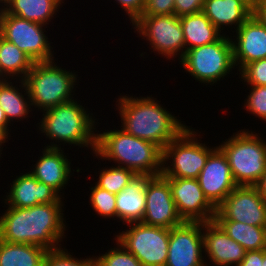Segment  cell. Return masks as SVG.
I'll return each mask as SVG.
<instances>
[{
	"label": "cell",
	"instance_id": "obj_22",
	"mask_svg": "<svg viewBox=\"0 0 266 266\" xmlns=\"http://www.w3.org/2000/svg\"><path fill=\"white\" fill-rule=\"evenodd\" d=\"M202 12L220 32L228 26L236 31L252 15L241 0H205Z\"/></svg>",
	"mask_w": 266,
	"mask_h": 266
},
{
	"label": "cell",
	"instance_id": "obj_17",
	"mask_svg": "<svg viewBox=\"0 0 266 266\" xmlns=\"http://www.w3.org/2000/svg\"><path fill=\"white\" fill-rule=\"evenodd\" d=\"M202 234L209 265L212 262L213 266H238L244 259L243 246L231 239L214 220L202 222Z\"/></svg>",
	"mask_w": 266,
	"mask_h": 266
},
{
	"label": "cell",
	"instance_id": "obj_13",
	"mask_svg": "<svg viewBox=\"0 0 266 266\" xmlns=\"http://www.w3.org/2000/svg\"><path fill=\"white\" fill-rule=\"evenodd\" d=\"M204 253L202 222H186L170 229L165 266H208Z\"/></svg>",
	"mask_w": 266,
	"mask_h": 266
},
{
	"label": "cell",
	"instance_id": "obj_35",
	"mask_svg": "<svg viewBox=\"0 0 266 266\" xmlns=\"http://www.w3.org/2000/svg\"><path fill=\"white\" fill-rule=\"evenodd\" d=\"M175 0H145L142 15H171L174 14Z\"/></svg>",
	"mask_w": 266,
	"mask_h": 266
},
{
	"label": "cell",
	"instance_id": "obj_46",
	"mask_svg": "<svg viewBox=\"0 0 266 266\" xmlns=\"http://www.w3.org/2000/svg\"><path fill=\"white\" fill-rule=\"evenodd\" d=\"M263 266H266V253L263 255Z\"/></svg>",
	"mask_w": 266,
	"mask_h": 266
},
{
	"label": "cell",
	"instance_id": "obj_47",
	"mask_svg": "<svg viewBox=\"0 0 266 266\" xmlns=\"http://www.w3.org/2000/svg\"><path fill=\"white\" fill-rule=\"evenodd\" d=\"M256 3H266V0H257Z\"/></svg>",
	"mask_w": 266,
	"mask_h": 266
},
{
	"label": "cell",
	"instance_id": "obj_8",
	"mask_svg": "<svg viewBox=\"0 0 266 266\" xmlns=\"http://www.w3.org/2000/svg\"><path fill=\"white\" fill-rule=\"evenodd\" d=\"M197 136L200 137L198 132L188 126L166 145L162 158V175L165 178H198L209 154L216 147L200 143Z\"/></svg>",
	"mask_w": 266,
	"mask_h": 266
},
{
	"label": "cell",
	"instance_id": "obj_25",
	"mask_svg": "<svg viewBox=\"0 0 266 266\" xmlns=\"http://www.w3.org/2000/svg\"><path fill=\"white\" fill-rule=\"evenodd\" d=\"M180 23L184 35L185 51L211 44L223 35L203 12L181 16Z\"/></svg>",
	"mask_w": 266,
	"mask_h": 266
},
{
	"label": "cell",
	"instance_id": "obj_14",
	"mask_svg": "<svg viewBox=\"0 0 266 266\" xmlns=\"http://www.w3.org/2000/svg\"><path fill=\"white\" fill-rule=\"evenodd\" d=\"M146 205L142 223L171 229L184 221L178 215L169 181L161 174L151 176L145 187Z\"/></svg>",
	"mask_w": 266,
	"mask_h": 266
},
{
	"label": "cell",
	"instance_id": "obj_41",
	"mask_svg": "<svg viewBox=\"0 0 266 266\" xmlns=\"http://www.w3.org/2000/svg\"><path fill=\"white\" fill-rule=\"evenodd\" d=\"M0 126L10 135L11 130H9V126L11 125L8 122L4 110L1 108V106H0Z\"/></svg>",
	"mask_w": 266,
	"mask_h": 266
},
{
	"label": "cell",
	"instance_id": "obj_44",
	"mask_svg": "<svg viewBox=\"0 0 266 266\" xmlns=\"http://www.w3.org/2000/svg\"><path fill=\"white\" fill-rule=\"evenodd\" d=\"M6 80H8V79L2 74V71H1V68H0V83L4 82Z\"/></svg>",
	"mask_w": 266,
	"mask_h": 266
},
{
	"label": "cell",
	"instance_id": "obj_18",
	"mask_svg": "<svg viewBox=\"0 0 266 266\" xmlns=\"http://www.w3.org/2000/svg\"><path fill=\"white\" fill-rule=\"evenodd\" d=\"M236 34L231 41L233 60L238 71L250 62L266 58V26L251 15L236 30Z\"/></svg>",
	"mask_w": 266,
	"mask_h": 266
},
{
	"label": "cell",
	"instance_id": "obj_34",
	"mask_svg": "<svg viewBox=\"0 0 266 266\" xmlns=\"http://www.w3.org/2000/svg\"><path fill=\"white\" fill-rule=\"evenodd\" d=\"M240 80L245 85L266 86V58L246 64L240 71Z\"/></svg>",
	"mask_w": 266,
	"mask_h": 266
},
{
	"label": "cell",
	"instance_id": "obj_28",
	"mask_svg": "<svg viewBox=\"0 0 266 266\" xmlns=\"http://www.w3.org/2000/svg\"><path fill=\"white\" fill-rule=\"evenodd\" d=\"M224 232L245 251L266 249V227L248 225L236 221H215Z\"/></svg>",
	"mask_w": 266,
	"mask_h": 266
},
{
	"label": "cell",
	"instance_id": "obj_39",
	"mask_svg": "<svg viewBox=\"0 0 266 266\" xmlns=\"http://www.w3.org/2000/svg\"><path fill=\"white\" fill-rule=\"evenodd\" d=\"M252 16L262 25L266 26V3H256L252 9Z\"/></svg>",
	"mask_w": 266,
	"mask_h": 266
},
{
	"label": "cell",
	"instance_id": "obj_43",
	"mask_svg": "<svg viewBox=\"0 0 266 266\" xmlns=\"http://www.w3.org/2000/svg\"><path fill=\"white\" fill-rule=\"evenodd\" d=\"M244 2L251 10L255 7L257 0H241Z\"/></svg>",
	"mask_w": 266,
	"mask_h": 266
},
{
	"label": "cell",
	"instance_id": "obj_23",
	"mask_svg": "<svg viewBox=\"0 0 266 266\" xmlns=\"http://www.w3.org/2000/svg\"><path fill=\"white\" fill-rule=\"evenodd\" d=\"M64 0H8L3 9L28 21L48 25Z\"/></svg>",
	"mask_w": 266,
	"mask_h": 266
},
{
	"label": "cell",
	"instance_id": "obj_4",
	"mask_svg": "<svg viewBox=\"0 0 266 266\" xmlns=\"http://www.w3.org/2000/svg\"><path fill=\"white\" fill-rule=\"evenodd\" d=\"M90 111L77 102V99L43 111V118L37 126L51 142L46 147L61 148L64 144L87 147L95 153L98 123ZM96 129V130H95ZM95 130V131H94ZM53 141V142H52ZM55 141V142H54ZM62 142V144H61ZM57 143H60L59 145Z\"/></svg>",
	"mask_w": 266,
	"mask_h": 266
},
{
	"label": "cell",
	"instance_id": "obj_45",
	"mask_svg": "<svg viewBox=\"0 0 266 266\" xmlns=\"http://www.w3.org/2000/svg\"><path fill=\"white\" fill-rule=\"evenodd\" d=\"M8 0H0V8L3 7V4L5 5L7 3Z\"/></svg>",
	"mask_w": 266,
	"mask_h": 266
},
{
	"label": "cell",
	"instance_id": "obj_36",
	"mask_svg": "<svg viewBox=\"0 0 266 266\" xmlns=\"http://www.w3.org/2000/svg\"><path fill=\"white\" fill-rule=\"evenodd\" d=\"M205 0H175L174 14L178 17L202 12Z\"/></svg>",
	"mask_w": 266,
	"mask_h": 266
},
{
	"label": "cell",
	"instance_id": "obj_11",
	"mask_svg": "<svg viewBox=\"0 0 266 266\" xmlns=\"http://www.w3.org/2000/svg\"><path fill=\"white\" fill-rule=\"evenodd\" d=\"M47 26L28 21L7 13L0 8V36L15 44L33 62H48L54 59L52 46L44 32Z\"/></svg>",
	"mask_w": 266,
	"mask_h": 266
},
{
	"label": "cell",
	"instance_id": "obj_30",
	"mask_svg": "<svg viewBox=\"0 0 266 266\" xmlns=\"http://www.w3.org/2000/svg\"><path fill=\"white\" fill-rule=\"evenodd\" d=\"M116 247L107 250L105 254L95 256V266H142L141 262L128 252L117 239Z\"/></svg>",
	"mask_w": 266,
	"mask_h": 266
},
{
	"label": "cell",
	"instance_id": "obj_24",
	"mask_svg": "<svg viewBox=\"0 0 266 266\" xmlns=\"http://www.w3.org/2000/svg\"><path fill=\"white\" fill-rule=\"evenodd\" d=\"M14 82L19 83L21 88H18L17 84L14 85ZM14 82L12 83L10 79L0 83V106L10 124H12L11 121L31 117L28 114L33 111L25 81Z\"/></svg>",
	"mask_w": 266,
	"mask_h": 266
},
{
	"label": "cell",
	"instance_id": "obj_6",
	"mask_svg": "<svg viewBox=\"0 0 266 266\" xmlns=\"http://www.w3.org/2000/svg\"><path fill=\"white\" fill-rule=\"evenodd\" d=\"M239 131L218 147L227 157L236 184L256 186L266 171V141L252 130Z\"/></svg>",
	"mask_w": 266,
	"mask_h": 266
},
{
	"label": "cell",
	"instance_id": "obj_33",
	"mask_svg": "<svg viewBox=\"0 0 266 266\" xmlns=\"http://www.w3.org/2000/svg\"><path fill=\"white\" fill-rule=\"evenodd\" d=\"M249 94L245 98L244 107L247 112L266 121V86H249Z\"/></svg>",
	"mask_w": 266,
	"mask_h": 266
},
{
	"label": "cell",
	"instance_id": "obj_16",
	"mask_svg": "<svg viewBox=\"0 0 266 266\" xmlns=\"http://www.w3.org/2000/svg\"><path fill=\"white\" fill-rule=\"evenodd\" d=\"M208 201L217 208L237 186L226 155L216 146L197 178Z\"/></svg>",
	"mask_w": 266,
	"mask_h": 266
},
{
	"label": "cell",
	"instance_id": "obj_38",
	"mask_svg": "<svg viewBox=\"0 0 266 266\" xmlns=\"http://www.w3.org/2000/svg\"><path fill=\"white\" fill-rule=\"evenodd\" d=\"M266 249L246 251L244 259L238 266H263V255Z\"/></svg>",
	"mask_w": 266,
	"mask_h": 266
},
{
	"label": "cell",
	"instance_id": "obj_32",
	"mask_svg": "<svg viewBox=\"0 0 266 266\" xmlns=\"http://www.w3.org/2000/svg\"><path fill=\"white\" fill-rule=\"evenodd\" d=\"M64 248V249H63ZM48 250L44 266H95L94 256L86 259L73 257L65 247Z\"/></svg>",
	"mask_w": 266,
	"mask_h": 266
},
{
	"label": "cell",
	"instance_id": "obj_5",
	"mask_svg": "<svg viewBox=\"0 0 266 266\" xmlns=\"http://www.w3.org/2000/svg\"><path fill=\"white\" fill-rule=\"evenodd\" d=\"M75 73L60 67L54 60L34 62L24 79L32 108L43 112L74 100L78 76Z\"/></svg>",
	"mask_w": 266,
	"mask_h": 266
},
{
	"label": "cell",
	"instance_id": "obj_26",
	"mask_svg": "<svg viewBox=\"0 0 266 266\" xmlns=\"http://www.w3.org/2000/svg\"><path fill=\"white\" fill-rule=\"evenodd\" d=\"M48 250L36 245L0 239V266H44Z\"/></svg>",
	"mask_w": 266,
	"mask_h": 266
},
{
	"label": "cell",
	"instance_id": "obj_19",
	"mask_svg": "<svg viewBox=\"0 0 266 266\" xmlns=\"http://www.w3.org/2000/svg\"><path fill=\"white\" fill-rule=\"evenodd\" d=\"M13 179L4 202L9 207L28 208L39 204L63 203L62 195L49 185L39 182L30 172Z\"/></svg>",
	"mask_w": 266,
	"mask_h": 266
},
{
	"label": "cell",
	"instance_id": "obj_12",
	"mask_svg": "<svg viewBox=\"0 0 266 266\" xmlns=\"http://www.w3.org/2000/svg\"><path fill=\"white\" fill-rule=\"evenodd\" d=\"M214 221H236L266 227V201L257 186L237 185L216 208Z\"/></svg>",
	"mask_w": 266,
	"mask_h": 266
},
{
	"label": "cell",
	"instance_id": "obj_10",
	"mask_svg": "<svg viewBox=\"0 0 266 266\" xmlns=\"http://www.w3.org/2000/svg\"><path fill=\"white\" fill-rule=\"evenodd\" d=\"M135 33L150 43V49L166 59L179 61L185 54V41L180 17L171 15H141L133 24ZM179 55V56H178Z\"/></svg>",
	"mask_w": 266,
	"mask_h": 266
},
{
	"label": "cell",
	"instance_id": "obj_42",
	"mask_svg": "<svg viewBox=\"0 0 266 266\" xmlns=\"http://www.w3.org/2000/svg\"><path fill=\"white\" fill-rule=\"evenodd\" d=\"M9 137V134L0 126V150L3 151L2 144L4 146V143L8 142L7 139Z\"/></svg>",
	"mask_w": 266,
	"mask_h": 266
},
{
	"label": "cell",
	"instance_id": "obj_9",
	"mask_svg": "<svg viewBox=\"0 0 266 266\" xmlns=\"http://www.w3.org/2000/svg\"><path fill=\"white\" fill-rule=\"evenodd\" d=\"M128 229L115 236V239L142 266H165L168 256L170 229L146 225L142 222L126 224Z\"/></svg>",
	"mask_w": 266,
	"mask_h": 266
},
{
	"label": "cell",
	"instance_id": "obj_3",
	"mask_svg": "<svg viewBox=\"0 0 266 266\" xmlns=\"http://www.w3.org/2000/svg\"><path fill=\"white\" fill-rule=\"evenodd\" d=\"M105 131L97 132L94 153L97 159L111 160L118 167L131 169L137 175L162 174L163 150L159 146L130 135L122 129Z\"/></svg>",
	"mask_w": 266,
	"mask_h": 266
},
{
	"label": "cell",
	"instance_id": "obj_21",
	"mask_svg": "<svg viewBox=\"0 0 266 266\" xmlns=\"http://www.w3.org/2000/svg\"><path fill=\"white\" fill-rule=\"evenodd\" d=\"M150 177L149 175H136L116 195V218L122 221V224L142 222L146 205L145 187Z\"/></svg>",
	"mask_w": 266,
	"mask_h": 266
},
{
	"label": "cell",
	"instance_id": "obj_31",
	"mask_svg": "<svg viewBox=\"0 0 266 266\" xmlns=\"http://www.w3.org/2000/svg\"><path fill=\"white\" fill-rule=\"evenodd\" d=\"M90 189V207H92L95 213L99 214L105 219H116V195L98 187L96 184Z\"/></svg>",
	"mask_w": 266,
	"mask_h": 266
},
{
	"label": "cell",
	"instance_id": "obj_20",
	"mask_svg": "<svg viewBox=\"0 0 266 266\" xmlns=\"http://www.w3.org/2000/svg\"><path fill=\"white\" fill-rule=\"evenodd\" d=\"M62 149L44 146L43 155L33 165V171H29L39 182L49 185L60 195L72 175L71 162Z\"/></svg>",
	"mask_w": 266,
	"mask_h": 266
},
{
	"label": "cell",
	"instance_id": "obj_29",
	"mask_svg": "<svg viewBox=\"0 0 266 266\" xmlns=\"http://www.w3.org/2000/svg\"><path fill=\"white\" fill-rule=\"evenodd\" d=\"M98 174L100 175L95 184L115 195L121 192L137 175L131 169L118 166L102 168Z\"/></svg>",
	"mask_w": 266,
	"mask_h": 266
},
{
	"label": "cell",
	"instance_id": "obj_1",
	"mask_svg": "<svg viewBox=\"0 0 266 266\" xmlns=\"http://www.w3.org/2000/svg\"><path fill=\"white\" fill-rule=\"evenodd\" d=\"M62 207L64 203L28 208L7 206L0 216V239L8 243L41 246L47 250L61 247L67 229Z\"/></svg>",
	"mask_w": 266,
	"mask_h": 266
},
{
	"label": "cell",
	"instance_id": "obj_7",
	"mask_svg": "<svg viewBox=\"0 0 266 266\" xmlns=\"http://www.w3.org/2000/svg\"><path fill=\"white\" fill-rule=\"evenodd\" d=\"M223 35L215 42L185 51L180 60L185 72L199 83H210L225 79L235 68L233 45L230 37ZM222 78V79H221Z\"/></svg>",
	"mask_w": 266,
	"mask_h": 266
},
{
	"label": "cell",
	"instance_id": "obj_40",
	"mask_svg": "<svg viewBox=\"0 0 266 266\" xmlns=\"http://www.w3.org/2000/svg\"><path fill=\"white\" fill-rule=\"evenodd\" d=\"M256 186L260 192V195L266 201V171Z\"/></svg>",
	"mask_w": 266,
	"mask_h": 266
},
{
	"label": "cell",
	"instance_id": "obj_37",
	"mask_svg": "<svg viewBox=\"0 0 266 266\" xmlns=\"http://www.w3.org/2000/svg\"><path fill=\"white\" fill-rule=\"evenodd\" d=\"M118 5L124 9L130 19V23H134L143 13L145 0H115Z\"/></svg>",
	"mask_w": 266,
	"mask_h": 266
},
{
	"label": "cell",
	"instance_id": "obj_15",
	"mask_svg": "<svg viewBox=\"0 0 266 266\" xmlns=\"http://www.w3.org/2000/svg\"><path fill=\"white\" fill-rule=\"evenodd\" d=\"M169 181L178 215L186 222H210L216 208L205 197L194 178H166Z\"/></svg>",
	"mask_w": 266,
	"mask_h": 266
},
{
	"label": "cell",
	"instance_id": "obj_27",
	"mask_svg": "<svg viewBox=\"0 0 266 266\" xmlns=\"http://www.w3.org/2000/svg\"><path fill=\"white\" fill-rule=\"evenodd\" d=\"M33 64L26 53L0 36V68L8 80H24Z\"/></svg>",
	"mask_w": 266,
	"mask_h": 266
},
{
	"label": "cell",
	"instance_id": "obj_2",
	"mask_svg": "<svg viewBox=\"0 0 266 266\" xmlns=\"http://www.w3.org/2000/svg\"><path fill=\"white\" fill-rule=\"evenodd\" d=\"M118 97L116 109L121 117V129L139 139L155 143L162 150L186 127L181 120L151 96Z\"/></svg>",
	"mask_w": 266,
	"mask_h": 266
}]
</instances>
